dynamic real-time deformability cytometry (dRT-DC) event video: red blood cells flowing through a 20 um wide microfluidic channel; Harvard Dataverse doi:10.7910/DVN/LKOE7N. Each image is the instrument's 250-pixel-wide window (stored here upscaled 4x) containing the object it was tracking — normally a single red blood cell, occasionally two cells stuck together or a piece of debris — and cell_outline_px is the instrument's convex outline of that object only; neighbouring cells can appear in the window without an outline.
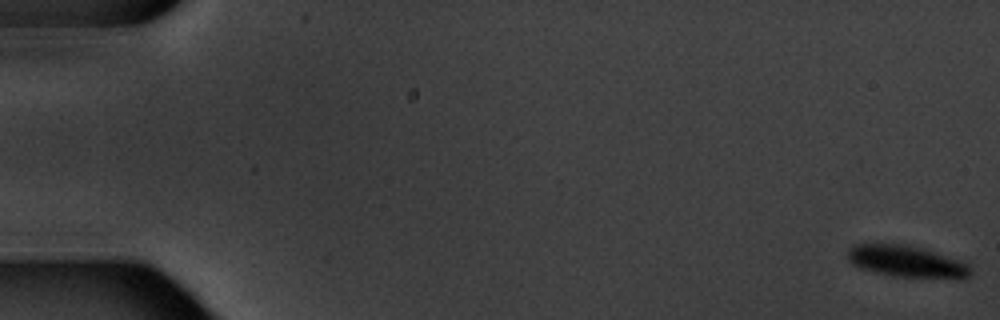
{"species": "common noctule bat (a hibernating species)", "species_latin": "Nyctalus noctula", "temperature_condition": "warm", "stored_images_in_passage": 6, "camera_frame_rate_fps": 3000, "um_per_image_px": 0.085, "animal": {"sex": "male", "body_mass_g": 20.1, "forearm_length_mm": 53.5}, "frame": {"image": 1, "passage_image": 1, "time_ms": 0.0, "image_size_px": [1000, 320], "cell_outline_px": [[968, 276], [900, 276], [860, 268], [852, 264], [848, 260], [848, 248], [856, 244], [908, 244], [924, 248], [960, 260], [968, 264]], "centroid_in_image_um": [76.95, 22.16], "position_along_channel_um": 8.0, "area_um2": 21.62}}
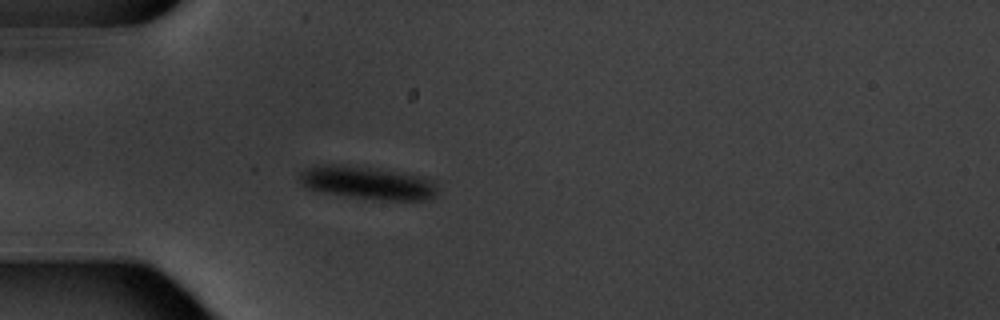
{"frame": {"image": 2, "passage_image": 5, "time_ms": 5.667, "image_size_px": [1000, 320], "cell_outline_px": [[440, 192], [436, 196], [428, 200], [380, 200], [348, 196], [308, 188], [300, 184], [300, 172], [316, 164], [344, 164], [428, 176], [436, 184]], "centroid_in_image_um": [31.32, 15.53], "position_along_channel_um": 53.7, "area_um2": 26.82}}